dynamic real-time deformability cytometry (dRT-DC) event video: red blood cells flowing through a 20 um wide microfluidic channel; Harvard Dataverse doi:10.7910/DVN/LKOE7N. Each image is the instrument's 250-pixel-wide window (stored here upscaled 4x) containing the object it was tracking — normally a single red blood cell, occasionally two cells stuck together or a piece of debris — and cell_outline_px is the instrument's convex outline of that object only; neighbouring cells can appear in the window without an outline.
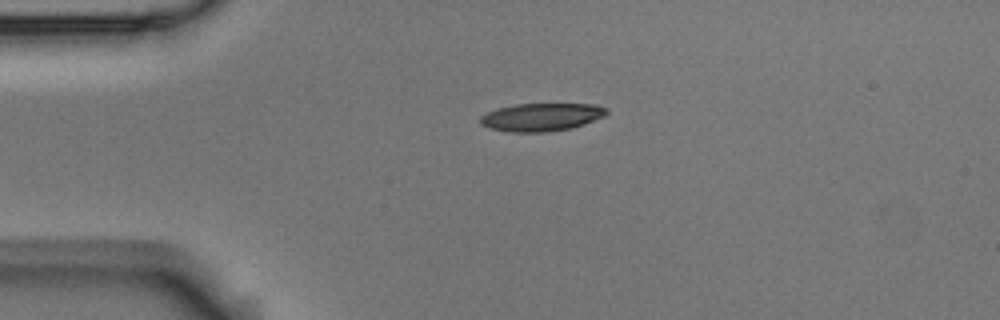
{"species": "Egyptian fruit bat (a non-hibernating species)", "species_latin": "Rousettus aegyptiacus", "temperature_condition": "room temperature", "stored_images_in_passage": 4, "camera_frame_rate_fps": 3000, "um_per_image_px": 0.085, "animal": {"sex": "male"}, "frame": {"image": 1, "passage_image": 4, "time_ms": 1.0, "image_size_px": [1000, 320], "cell_outline_px": [[608, 112], [604, 116], [584, 124], [572, 128], [548, 132], [508, 132], [488, 128], [480, 124], [480, 116], [496, 108], [516, 104], [596, 104], [608, 108]], "centroid_in_image_um": [46.01, 9.95], "position_along_channel_um": 39.0, "area_um2": 20.75}}